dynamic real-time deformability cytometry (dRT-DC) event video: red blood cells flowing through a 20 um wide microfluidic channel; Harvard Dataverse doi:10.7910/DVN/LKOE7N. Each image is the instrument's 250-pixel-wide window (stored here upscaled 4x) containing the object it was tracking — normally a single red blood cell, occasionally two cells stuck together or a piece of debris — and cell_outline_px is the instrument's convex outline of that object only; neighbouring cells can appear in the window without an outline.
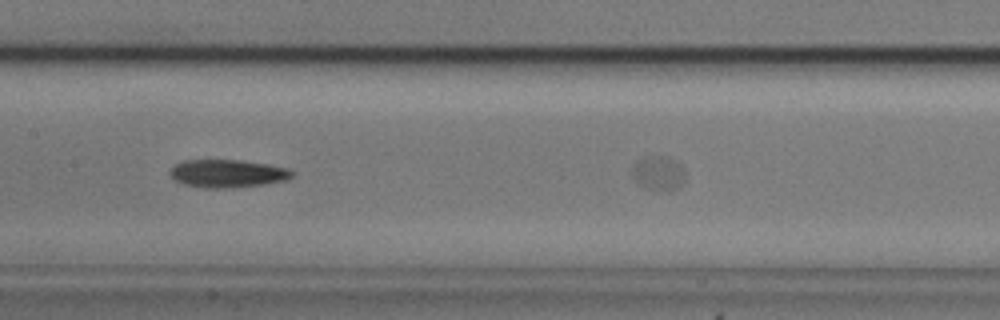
{"species": "common noctule bat (a hibernating species)", "species_latin": "Nyctalus noctula", "temperature_condition": "cold", "stored_images_in_passage": 17, "segment_of_instrument_passage": [2, 2], "camera_frame_rate_fps": 3000, "um_per_image_px": 0.085, "animal": {"sex": "male", "body_mass_g": 20.5, "forearm_length_mm": 52.5}, "frame": {"image": 1, "passage_image": 15, "time_ms": 4.667, "image_size_px": [1000, 320], "cell_outline_px": [[292, 176], [284, 180], [264, 184], [228, 188], [204, 188], [184, 184], [176, 180], [168, 172], [176, 164], [184, 160], [240, 160], [268, 164], [288, 168], [292, 172]], "centroid_in_image_um": [19.32, 14.74], "position_along_channel_um": 188.1, "area_um2": 19.65}}